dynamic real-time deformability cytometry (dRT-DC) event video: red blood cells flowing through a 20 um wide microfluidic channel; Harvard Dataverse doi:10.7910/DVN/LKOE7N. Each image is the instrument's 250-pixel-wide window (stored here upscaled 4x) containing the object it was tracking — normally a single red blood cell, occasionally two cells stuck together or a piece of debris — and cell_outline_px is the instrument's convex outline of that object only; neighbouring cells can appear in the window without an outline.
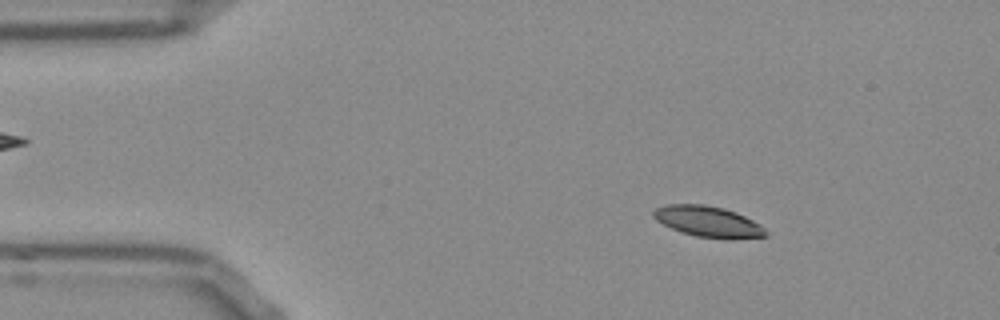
{"species": "Egyptian fruit bat (a non-hibernating species)", "species_latin": "Rousettus aegyptiacus", "temperature_condition": "room temperature", "stored_images_in_passage": 53, "camera_frame_rate_fps": 3000, "um_per_image_px": 0.085, "frame": {"image": 1, "passage_image": 8, "time_ms": 2.333, "image_size_px": [1000, 320], "cell_outline_px": [[768, 236], [696, 236], [672, 228], [656, 220], [652, 216], [652, 212], [656, 208], [668, 204], [704, 204], [724, 208], [736, 212], [760, 224], [768, 232]], "centroid_in_image_um": [60.12, 18.77], "position_along_channel_um": 24.9, "area_um2": 19.25}}
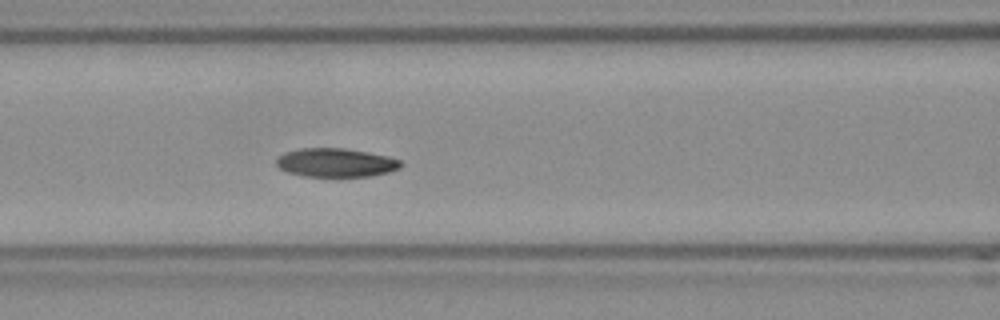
{"frame": {"image": 2, "passage_image": 22, "time_ms": 7.0, "image_size_px": [1000, 320], "cell_outline_px": [[404, 164], [400, 168], [388, 172], [368, 176], [304, 176], [288, 172], [280, 168], [276, 164], [276, 160], [284, 152], [300, 148], [344, 148], [368, 152], [388, 156], [400, 160]], "centroid_in_image_um": [28.56, 13.81], "position_along_channel_um": 138.0, "area_um2": 20.75}}
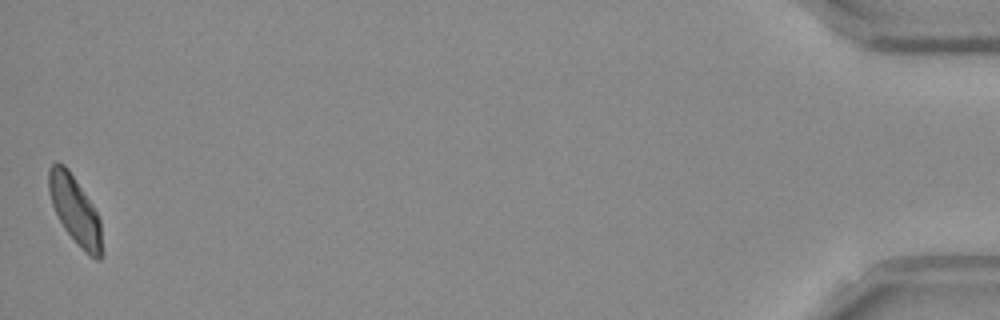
{"frame": {"image": 3, "passage_image": 53, "time_ms": 17.333, "image_size_px": [1000, 320], "cell_outline_px": [[104, 252], [100, 260], [96, 260], [84, 252], [64, 228], [52, 204], [48, 192], [48, 168], [56, 160], [64, 164], [68, 168], [92, 204], [100, 220]], "centroid_in_image_um": [6.39, 17.87], "position_along_channel_um": 428.8, "area_um2": 21.27}, "authors_computed_cell_mechanics": {"area_um2": 21.0392, "velocity_mm_per_s": 3.7797, "shape_relaxation_time_tau1_ms": 4.5695, "shape_relaxation_time_tau2_ms": 10.363, "deformation_change_tau1": 0.1229, "deformation_change_tau2": 0.1482}}